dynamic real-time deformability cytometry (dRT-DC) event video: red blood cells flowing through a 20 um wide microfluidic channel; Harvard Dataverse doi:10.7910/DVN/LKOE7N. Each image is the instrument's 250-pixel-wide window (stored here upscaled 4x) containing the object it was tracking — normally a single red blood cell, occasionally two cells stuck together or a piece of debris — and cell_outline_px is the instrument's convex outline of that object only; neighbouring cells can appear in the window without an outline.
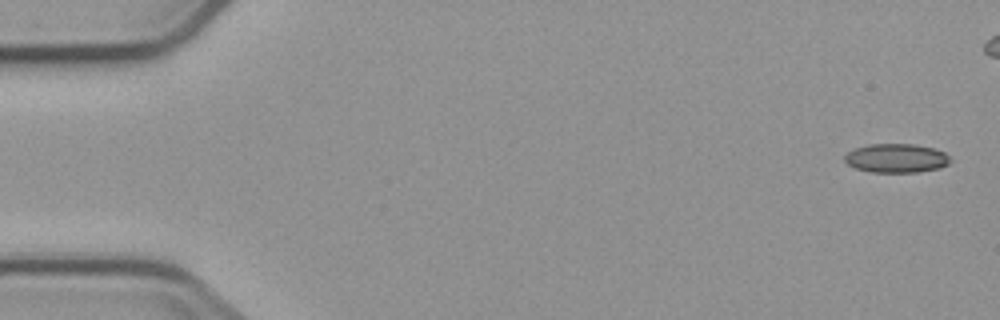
{"species": "common noctule bat (a hibernating species)", "species_latin": "Nyctalus noctula", "temperature_condition": "cold", "stored_images_in_passage": 6, "camera_frame_rate_fps": 3000, "um_per_image_px": 0.085, "animal": {"sex": "male", "body_mass_g": 23.1, "forearm_length_mm": 52.7}, "frame": {"image": 1, "passage_image": 1, "time_ms": 0.0, "image_size_px": [1000, 320], "cell_outline_px": [[952, 160], [948, 164], [940, 168], [916, 172], [872, 172], [856, 168], [848, 164], [844, 160], [844, 156], [848, 152], [856, 148], [868, 144], [912, 144], [936, 148], [944, 152]], "centroid_in_image_um": [76.21, 13.44], "position_along_channel_um": 8.8, "area_um2": 17.8}}